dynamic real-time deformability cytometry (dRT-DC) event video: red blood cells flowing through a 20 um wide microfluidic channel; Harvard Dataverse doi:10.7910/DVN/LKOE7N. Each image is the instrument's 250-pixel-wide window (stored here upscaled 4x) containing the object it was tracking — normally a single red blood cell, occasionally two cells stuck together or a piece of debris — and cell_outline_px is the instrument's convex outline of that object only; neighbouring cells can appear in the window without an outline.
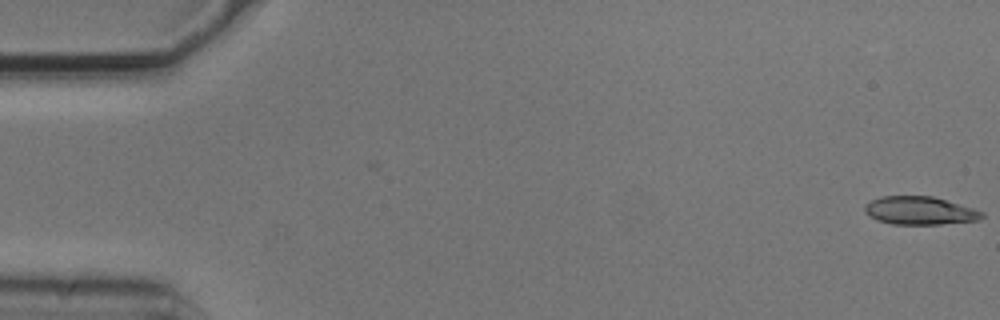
{"species": "common noctule bat (a hibernating species)", "species_latin": "Nyctalus noctula", "temperature_condition": "cold", "stored_images_in_passage": 15, "camera_frame_rate_fps": 3000, "um_per_image_px": 0.085, "animal": {"sex": "male", "body_mass_g": 20.5, "forearm_length_mm": 52.5}, "frame": {"image": 1, "passage_image": 1, "time_ms": 0.0, "image_size_px": [1000, 320], "cell_outline_px": [[984, 216], [980, 220], [940, 224], [892, 224], [876, 220], [868, 216], [864, 212], [864, 204], [880, 196], [932, 196], [972, 208], [984, 212]], "centroid_in_image_um": [78.14, 17.91], "position_along_channel_um": 6.9, "area_um2": 19.25}}